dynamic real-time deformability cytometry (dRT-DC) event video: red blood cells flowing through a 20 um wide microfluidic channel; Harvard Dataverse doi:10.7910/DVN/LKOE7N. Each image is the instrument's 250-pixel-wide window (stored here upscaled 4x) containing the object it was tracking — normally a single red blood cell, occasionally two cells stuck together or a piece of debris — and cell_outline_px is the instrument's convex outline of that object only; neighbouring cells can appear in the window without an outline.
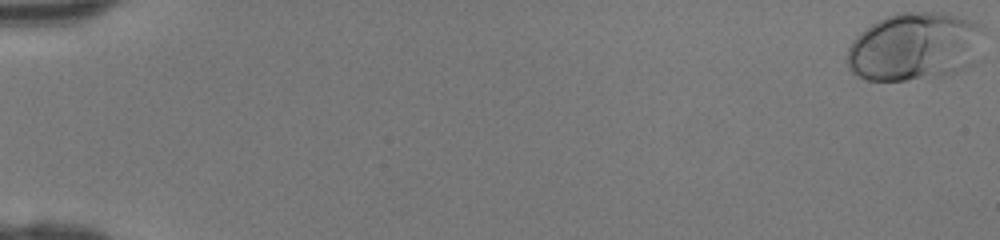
{"species": "human", "species_latin": "Homo sapiens", "temperature_condition": "room temperature", "stored_images_in_passage": 47, "camera_frame_rate_fps": 3000, "um_per_image_px": 0.085, "donor": {"sex": "female"}, "frame": {"image": 1, "passage_image": 1, "time_ms": 0.0, "image_size_px": [1000, 240], "cell_outline_px": [[984, 32], [972, 64], [956, 72], [944, 76], [904, 80], [868, 80], [852, 72], [848, 68], [848, 48], [852, 40], [860, 32], [872, 24], [888, 16], [900, 12], [940, 12], [956, 16], [984, 24]], "centroid_in_image_um": [77.75, 3.96], "position_along_channel_um": 7.2, "area_um2": 54.16}}
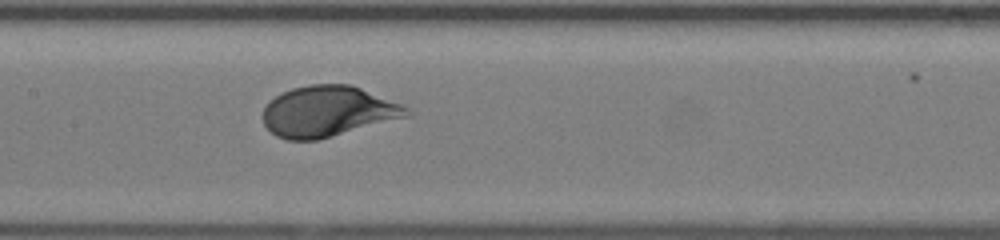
{"frame": {"image": 2, "passage_image": 25, "time_ms": 8.0, "image_size_px": [1000, 240], "cell_outline_px": [[412, 116], [316, 140], [288, 140], [276, 136], [264, 124], [264, 108], [276, 96], [292, 88], [308, 84], [352, 84], [400, 104], [408, 108], [412, 112]], "centroid_in_image_um": [27.91, 9.47], "position_along_channel_um": 179.5, "area_um2": 42.31}}
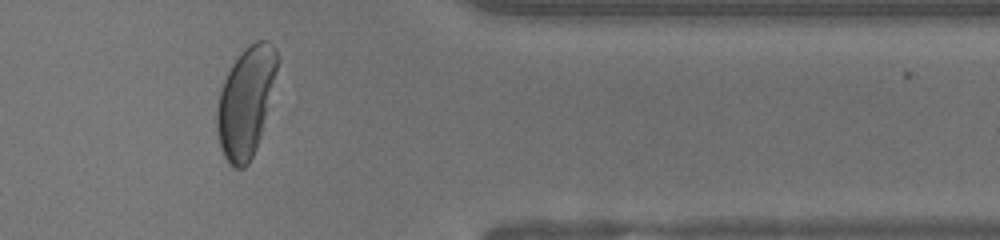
{"frame": {"image": 3, "passage_image": 40, "time_ms": 13.0, "image_size_px": [1000, 240], "cell_outline_px": [[280, 56], [260, 136], [256, 148], [248, 164], [244, 168], [236, 168], [224, 156], [216, 132], [216, 108], [220, 92], [224, 80], [232, 64], [240, 52], [244, 48], [256, 40], [268, 40], [276, 48]], "centroid_in_image_um": [20.89, 8.61], "position_along_channel_um": 390.5, "area_um2": 38.21}}